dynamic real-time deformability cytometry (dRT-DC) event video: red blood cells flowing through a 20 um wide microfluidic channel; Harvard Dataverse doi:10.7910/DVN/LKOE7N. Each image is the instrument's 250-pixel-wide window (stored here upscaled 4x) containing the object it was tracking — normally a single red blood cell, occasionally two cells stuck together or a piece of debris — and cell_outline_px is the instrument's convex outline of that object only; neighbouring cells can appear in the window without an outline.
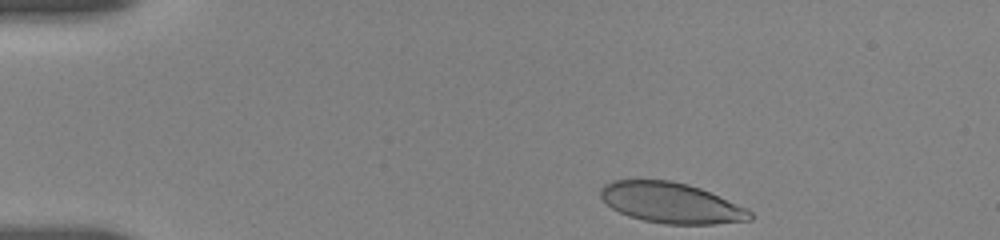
{"species": "human", "species_latin": "Homo sapiens", "temperature_condition": "room temperature", "stored_images_in_passage": 61, "camera_frame_rate_fps": 3000, "um_per_image_px": 0.085, "donor": {"sex": "female"}, "frame": {"image": 1, "passage_image": 1, "time_ms": 0.0, "image_size_px": [1000, 240], "cell_outline_px": [[752, 220], [712, 224], [664, 224], [644, 220], [628, 216], [612, 208], [600, 196], [600, 188], [604, 184], [612, 180], [672, 180], [688, 184], [700, 188], [748, 208], [752, 212]], "centroid_in_image_um": [57.05, 17.24], "position_along_channel_um": 27.9, "area_um2": 35.32}}
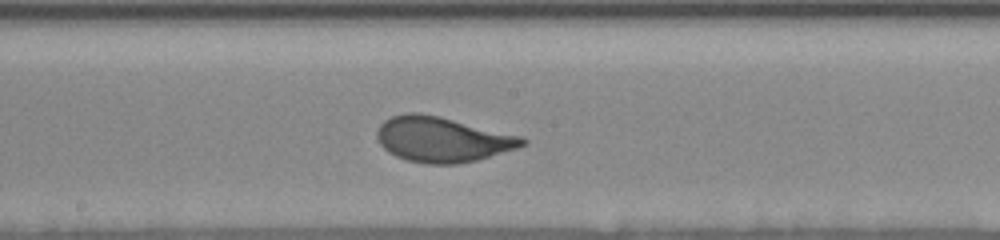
{"frame": {"image": 2, "passage_image": 34, "time_ms": 7.0, "image_size_px": [1000, 240], "cell_outline_px": [[528, 144], [516, 148], [476, 160], [456, 164], [428, 164], [408, 160], [396, 156], [388, 152], [380, 144], [376, 136], [376, 132], [380, 124], [384, 120], [392, 116], [408, 112], [420, 112], [440, 116], [520, 136], [528, 140]], "centroid_in_image_um": [37.56, 11.84], "position_along_channel_um": 210.6, "area_um2": 38.15}}
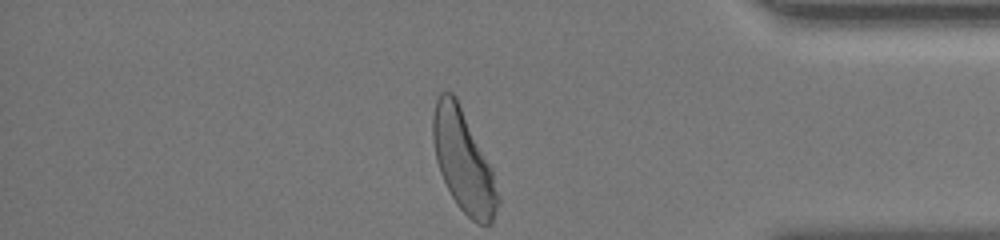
{"frame": {"image": 3, "passage_image": 60, "time_ms": 12.667, "image_size_px": [1000, 240], "cell_outline_px": [[500, 204], [492, 224], [480, 224], [472, 220], [456, 204], [440, 172], [436, 160], [432, 140], [432, 116], [436, 100], [440, 92], [452, 92], [456, 96], [492, 168], [500, 196]], "centroid_in_image_um": [39.4, 13.71], "position_along_channel_um": 395.8, "area_um2": 38.55}, "authors_computed_cell_mechanics": {"area_um2": 37.281, "velocity_mm_per_s": 3.6479, "shape_relaxation_time_tau1_ms": 3.217, "shape_relaxation_time_tau2_ms": null, "deformation_change_tau1": 0.1564, "deformation_change_tau2": null}}